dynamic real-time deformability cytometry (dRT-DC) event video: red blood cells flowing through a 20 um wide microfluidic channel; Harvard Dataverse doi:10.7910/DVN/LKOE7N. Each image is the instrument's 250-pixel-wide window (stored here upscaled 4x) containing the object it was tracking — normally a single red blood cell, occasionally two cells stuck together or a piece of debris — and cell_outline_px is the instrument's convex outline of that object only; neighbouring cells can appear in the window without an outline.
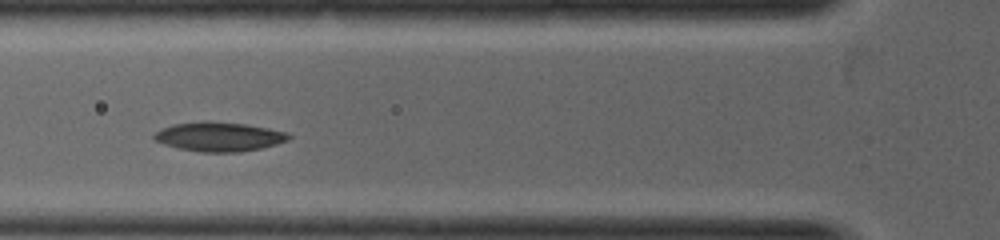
{"species": "common noctule bat (a hibernating species)", "species_latin": "Nyctalus noctula", "temperature_condition": "warm", "stored_images_in_passage": 7, "camera_frame_rate_fps": 5000, "um_per_image_px": 0.085, "animal": {"sex": "female", "body_mass_g": 19.0, "forearm_length_mm": 53.3}, "frame": {"image": 1, "passage_image": 3, "time_ms": 1.0, "image_size_px": [1000, 240], "cell_outline_px": [[292, 136], [288, 140], [276, 144], [260, 148], [240, 152], [200, 152], [180, 148], [164, 144], [152, 140], [152, 136], [160, 128], [172, 124], [204, 120], [212, 120], [244, 124], [268, 128], [288, 132]], "centroid_in_image_um": [18.59, 11.6], "position_along_channel_um": 107.2, "area_um2": 23.24}}
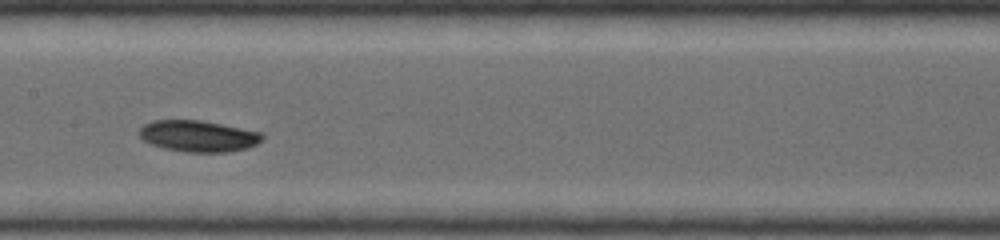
{"frame": {"image": 2, "passage_image": 5, "time_ms": 2.0, "image_size_px": [1000, 240], "cell_outline_px": [[264, 136], [256, 144], [248, 148], [224, 152], [188, 152], [164, 148], [152, 144], [144, 140], [140, 136], [140, 128], [144, 124], [152, 120], [200, 120], [264, 132]], "centroid_in_image_um": [16.87, 11.56], "position_along_channel_um": 190.5, "area_um2": 22.37}}
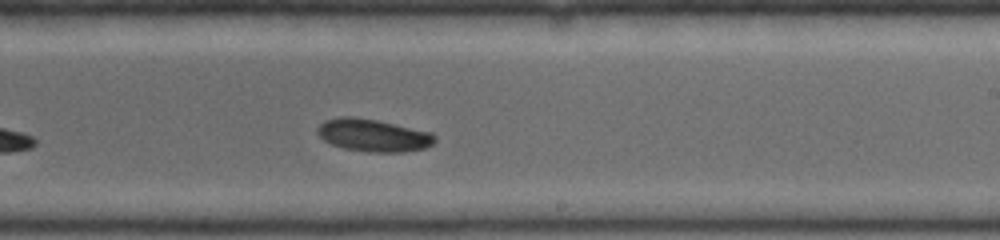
{"frame": {"image": 3, "passage_image": 7, "time_ms": 2.8, "image_size_px": [1000, 240], "cell_outline_px": [[436, 140], [432, 144], [424, 148], [404, 152], [368, 152], [344, 148], [332, 144], [324, 140], [316, 132], [316, 128], [324, 120], [340, 116], [352, 116], [376, 120], [432, 132], [436, 136]], "centroid_in_image_um": [31.71, 11.49], "position_along_channel_um": 257.3, "area_um2": 22.31}}